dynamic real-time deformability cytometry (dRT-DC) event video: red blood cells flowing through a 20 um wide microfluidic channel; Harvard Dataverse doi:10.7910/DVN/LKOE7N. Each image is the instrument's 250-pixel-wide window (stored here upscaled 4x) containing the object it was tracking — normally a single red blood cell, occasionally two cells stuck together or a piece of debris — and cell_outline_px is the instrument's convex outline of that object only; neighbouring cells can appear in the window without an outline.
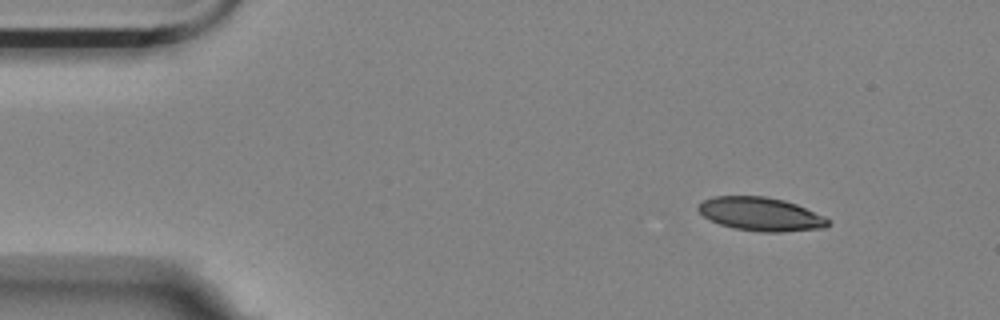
{"species": "Egyptian fruit bat (a non-hibernating species)", "species_latin": "Rousettus aegyptiacus", "temperature_condition": "room temperature", "stored_images_in_passage": 5, "camera_frame_rate_fps": 3000, "um_per_image_px": 0.085, "animal": {"sex": "female"}, "frame": {"image": 1, "passage_image": 1, "time_ms": 0.0, "image_size_px": [1000, 320], "cell_outline_px": [[828, 224], [824, 228], [784, 232], [760, 232], [732, 228], [720, 224], [704, 216], [696, 208], [704, 200], [712, 196], [764, 196], [784, 200], [796, 204], [824, 216], [828, 220]], "centroid_in_image_um": [64.65, 18.2], "position_along_channel_um": 20.3, "area_um2": 25.26}}
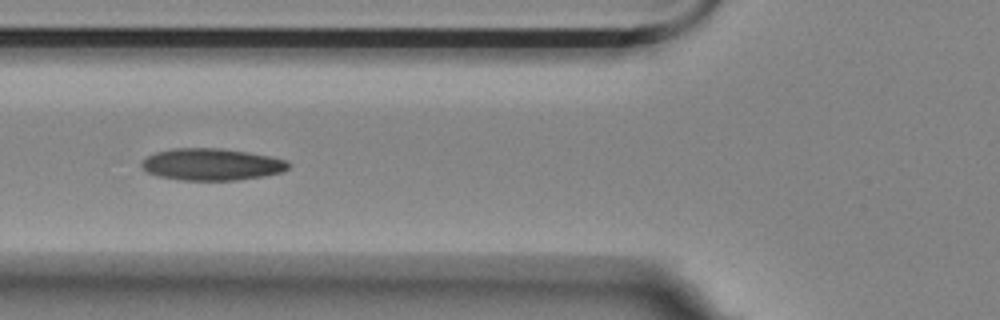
{"frame": {"image": 2, "passage_image": 5, "time_ms": 4.667, "image_size_px": [1000, 320], "cell_outline_px": [[292, 164], [284, 172], [264, 176], [236, 180], [180, 180], [160, 176], [148, 172], [140, 164], [148, 156], [156, 152], [172, 148], [220, 148], [268, 156], [288, 160]], "centroid_in_image_um": [18.03, 13.97], "position_along_channel_um": 107.8, "area_um2": 27.17}}